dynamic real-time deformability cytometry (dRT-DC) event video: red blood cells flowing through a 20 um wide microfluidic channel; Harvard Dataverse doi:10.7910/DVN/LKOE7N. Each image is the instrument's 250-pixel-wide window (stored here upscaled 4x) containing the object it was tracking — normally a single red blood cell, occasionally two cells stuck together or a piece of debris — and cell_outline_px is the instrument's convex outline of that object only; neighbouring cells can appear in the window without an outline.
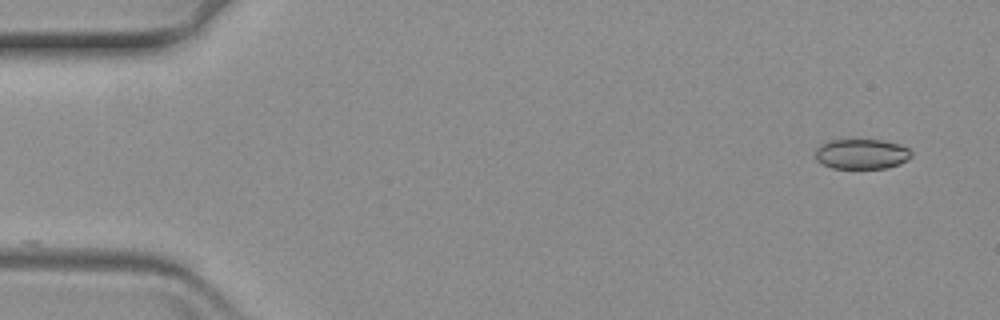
{"species": "common noctule bat (a hibernating species)", "species_latin": "Nyctalus noctula", "temperature_condition": "warm", "stored_images_in_passage": 37, "camera_frame_rate_fps": 3000, "um_per_image_px": 0.085, "animal": {"sex": "female", "body_mass_g": 19.3, "forearm_length_mm": 54.1}, "frame": {"image": 1, "passage_image": 1, "time_ms": 0.0, "image_size_px": [1000, 320], "cell_outline_px": [[912, 156], [908, 160], [900, 164], [888, 168], [832, 168], [816, 160], [816, 148], [820, 144], [828, 140], [880, 140], [900, 144], [908, 148], [912, 152]], "centroid_in_image_um": [73.26, 13.09], "position_along_channel_um": 11.7, "area_um2": 16.94}}
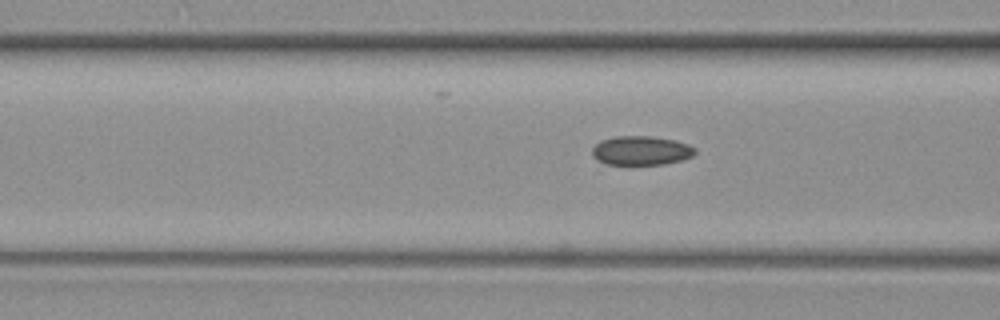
{"frame": {"image": 2, "passage_image": 21, "time_ms": 6.667, "image_size_px": [1000, 320], "cell_outline_px": [[696, 152], [692, 156], [680, 160], [664, 164], [604, 164], [592, 156], [592, 148], [600, 140], [616, 136], [648, 136], [676, 140], [688, 144], [696, 148]], "centroid_in_image_um": [54.48, 12.79], "position_along_channel_um": 112.1, "area_um2": 17.46}}
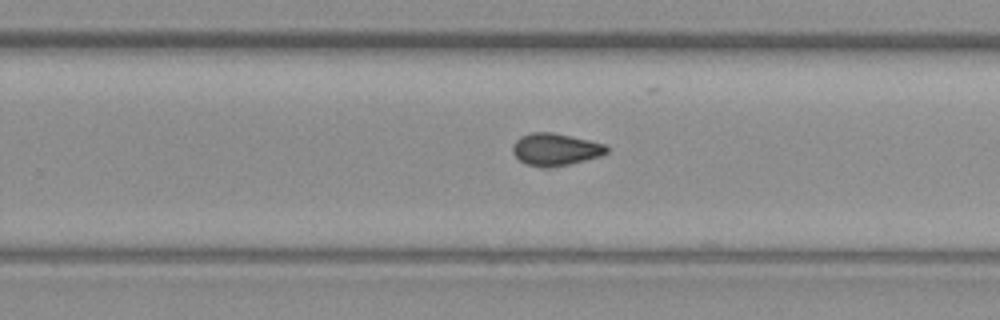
{"frame": {"image": 3, "passage_image": 36, "time_ms": 11.667, "image_size_px": [1000, 320], "cell_outline_px": [[608, 152], [600, 156], [568, 164], [548, 168], [540, 168], [524, 164], [512, 152], [512, 144], [520, 136], [532, 132], [552, 132], [588, 140], [604, 144], [608, 148]], "centroid_in_image_um": [47.16, 12.71], "position_along_channel_um": 282.6, "area_um2": 17.69}}